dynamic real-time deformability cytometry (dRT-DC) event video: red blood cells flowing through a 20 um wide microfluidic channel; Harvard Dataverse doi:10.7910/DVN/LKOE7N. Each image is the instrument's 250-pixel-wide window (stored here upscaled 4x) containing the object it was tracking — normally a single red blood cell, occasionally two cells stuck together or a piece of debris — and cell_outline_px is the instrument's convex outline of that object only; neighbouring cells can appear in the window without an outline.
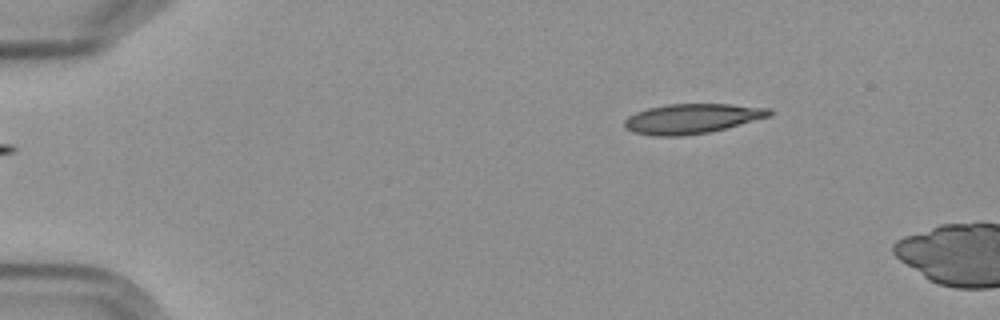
{"species": "Egyptian fruit bat (a non-hibernating species)", "species_latin": "Rousettus aegyptiacus", "temperature_condition": "cold", "stored_images_in_passage": 3, "camera_frame_rate_fps": 3000, "um_per_image_px": 0.085, "frame": {"image": 1, "passage_image": 1, "time_ms": 0.0, "image_size_px": [1000, 320], "cell_outline_px": [[772, 116], [708, 132], [680, 136], [656, 136], [632, 132], [624, 128], [624, 120], [628, 116], [636, 112], [648, 108], [668, 104], [732, 104], [772, 108]], "centroid_in_image_um": [58.81, 10.08], "position_along_channel_um": 26.2, "area_um2": 25.2}}